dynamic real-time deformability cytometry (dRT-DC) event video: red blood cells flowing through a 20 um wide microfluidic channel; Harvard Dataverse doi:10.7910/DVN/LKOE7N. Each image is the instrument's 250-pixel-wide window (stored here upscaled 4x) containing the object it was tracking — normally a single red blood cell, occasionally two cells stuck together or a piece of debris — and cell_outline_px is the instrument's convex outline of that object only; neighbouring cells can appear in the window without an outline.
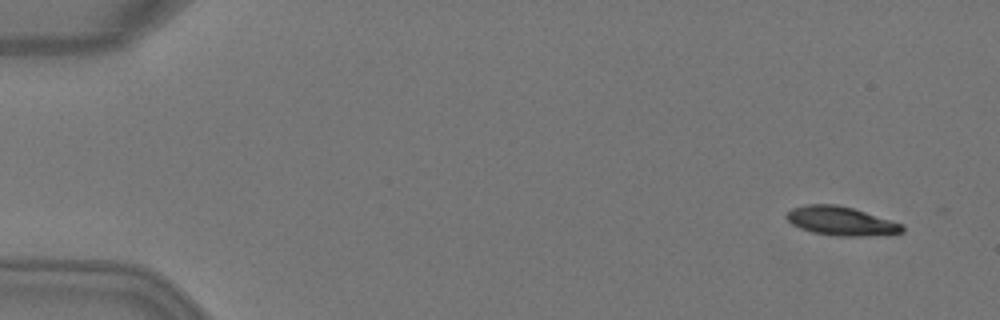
{"species": "Egyptian fruit bat (a non-hibernating species)", "species_latin": "Rousettus aegyptiacus", "temperature_condition": "warm", "stored_images_in_passage": 5, "camera_frame_rate_fps": 3000, "um_per_image_px": 0.085, "animal": {"sex": "female"}, "frame": {"image": 1, "passage_image": 2, "time_ms": 0.333, "image_size_px": [1000, 320], "cell_outline_px": [[904, 232], [888, 236], [836, 236], [812, 232], [800, 228], [792, 224], [784, 216], [792, 208], [804, 204], [836, 204], [852, 208], [904, 224]], "centroid_in_image_um": [71.53, 18.8], "position_along_channel_um": 13.5, "area_um2": 19.77}}